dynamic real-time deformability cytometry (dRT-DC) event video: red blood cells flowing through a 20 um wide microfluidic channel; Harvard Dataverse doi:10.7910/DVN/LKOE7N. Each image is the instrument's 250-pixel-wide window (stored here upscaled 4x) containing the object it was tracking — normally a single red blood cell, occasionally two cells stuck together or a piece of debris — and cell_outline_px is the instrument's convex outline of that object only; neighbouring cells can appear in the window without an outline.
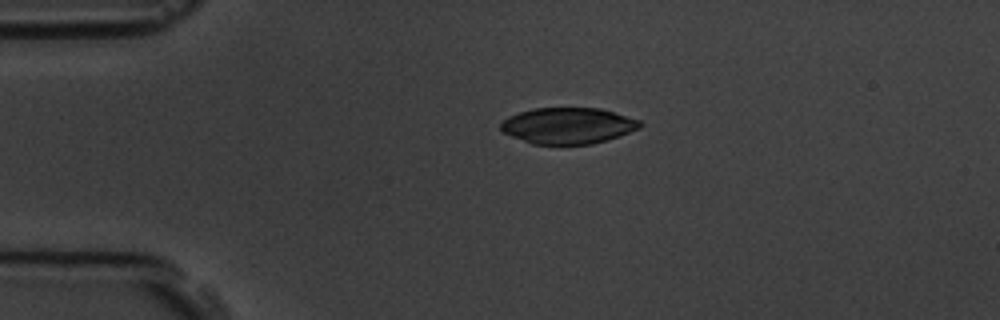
{"species": "common noctule bat (a hibernating species)", "species_latin": "Nyctalus noctula", "temperature_condition": "room temperature", "stored_images_in_passage": 2, "camera_frame_rate_fps": 3000, "um_per_image_px": 0.085, "animal": {"sex": "male", "body_mass_g": 19.5, "forearm_length_mm": 54.6}, "frame": {"image": 1, "passage_image": 1, "time_ms": 0.0, "image_size_px": [1000, 320], "cell_outline_px": [[644, 124], [640, 128], [620, 136], [608, 140], [592, 144], [532, 144], [500, 132], [500, 124], [508, 116], [532, 108], [600, 108], [640, 120]], "centroid_in_image_um": [48.27, 10.69], "position_along_channel_um": 36.7, "area_um2": 29.54}}